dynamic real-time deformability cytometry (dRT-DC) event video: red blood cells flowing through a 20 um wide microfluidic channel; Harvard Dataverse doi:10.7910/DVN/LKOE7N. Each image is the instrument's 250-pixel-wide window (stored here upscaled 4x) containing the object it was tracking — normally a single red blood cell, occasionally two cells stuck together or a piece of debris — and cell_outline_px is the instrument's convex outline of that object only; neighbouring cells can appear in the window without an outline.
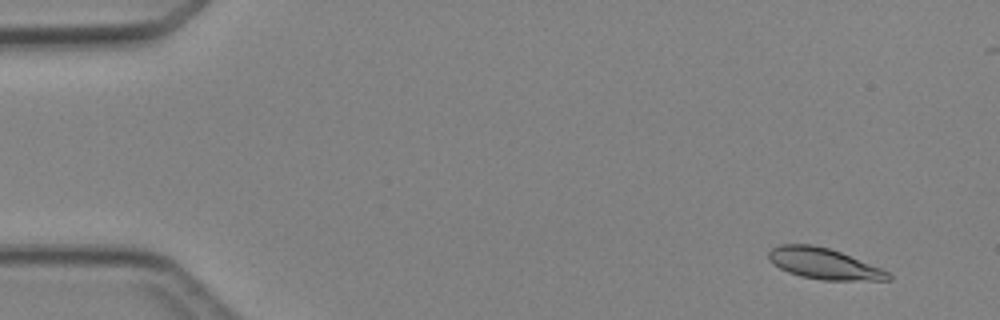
{"species": "Egyptian fruit bat (a non-hibernating species)", "species_latin": "Rousettus aegyptiacus", "temperature_condition": "cold", "stored_images_in_passage": 5, "camera_frame_rate_fps": 3000, "um_per_image_px": 0.085, "animal": {"sex": "female"}, "frame": {"image": 1, "passage_image": 1, "time_ms": 0.0, "image_size_px": [1000, 320], "cell_outline_px": [[892, 280], [824, 280], [800, 276], [788, 272], [780, 268], [768, 260], [768, 252], [772, 248], [780, 244], [812, 244], [828, 248], [840, 252], [880, 268], [888, 272], [892, 276]], "centroid_in_image_um": [70.0, 22.41], "position_along_channel_um": 15.0, "area_um2": 21.39}}